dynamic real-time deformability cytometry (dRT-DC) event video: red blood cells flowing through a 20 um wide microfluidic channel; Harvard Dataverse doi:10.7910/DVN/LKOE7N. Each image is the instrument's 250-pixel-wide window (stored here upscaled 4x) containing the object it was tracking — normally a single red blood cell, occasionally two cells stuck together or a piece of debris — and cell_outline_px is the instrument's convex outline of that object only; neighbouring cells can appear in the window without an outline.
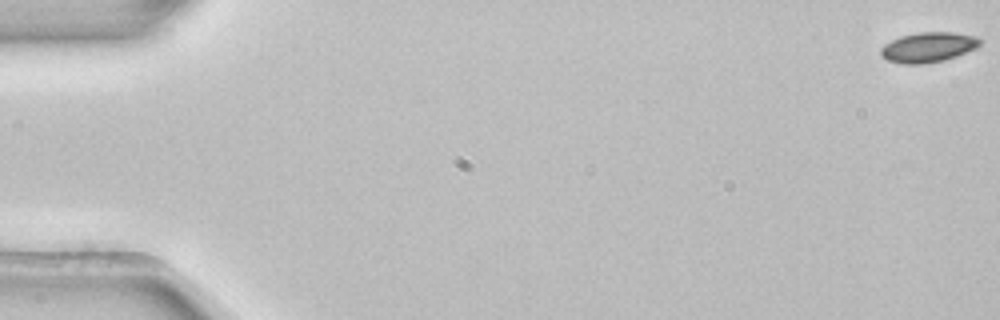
{"species": "common noctule bat (a hibernating species)", "species_latin": "Nyctalus noctula", "temperature_condition": "room temperature", "stored_images_in_passage": 4, "camera_frame_rate_fps": 3000, "um_per_image_px": 0.085, "animal": {"sex": "female", "body_mass_g": 22.7, "forearm_length_mm": 54.2}, "frame": {"image": 1, "passage_image": 1, "time_ms": 0.0, "image_size_px": [1000, 320], "cell_outline_px": [[984, 40], [976, 48], [956, 56], [944, 60], [920, 64], [904, 64], [888, 60], [880, 56], [880, 48], [884, 44], [900, 36], [920, 32], [952, 32], [976, 36]], "centroid_in_image_um": [78.9, 4.01], "position_along_channel_um": 6.1, "area_um2": 17.4}}